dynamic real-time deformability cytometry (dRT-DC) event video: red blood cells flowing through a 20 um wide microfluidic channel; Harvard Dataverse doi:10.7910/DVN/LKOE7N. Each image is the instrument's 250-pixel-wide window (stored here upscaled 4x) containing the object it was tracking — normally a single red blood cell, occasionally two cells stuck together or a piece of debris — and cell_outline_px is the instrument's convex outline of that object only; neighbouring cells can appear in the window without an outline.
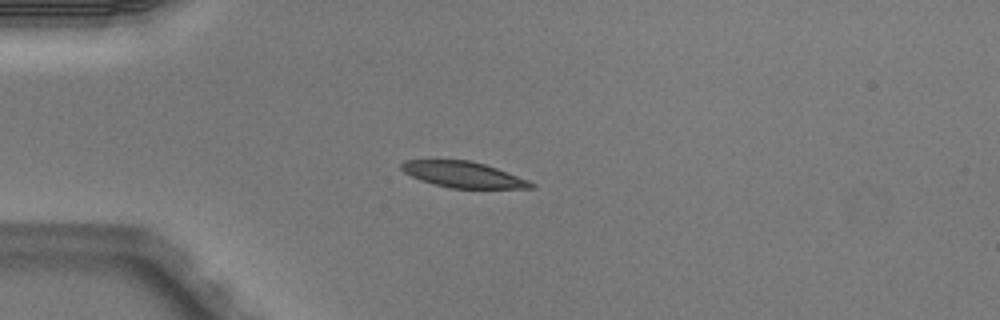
{"species": "Egyptian fruit bat (a non-hibernating species)", "species_latin": "Rousettus aegyptiacus", "temperature_condition": "warm", "stored_images_in_passage": 6, "camera_frame_rate_fps": 3000, "um_per_image_px": 0.085, "animal": {"sex": "male"}, "frame": {"image": 1, "passage_image": 4, "time_ms": 1.0, "image_size_px": [1000, 320], "cell_outline_px": [[536, 188], [452, 188], [420, 180], [404, 172], [400, 168], [400, 164], [404, 160], [468, 160], [484, 164], [496, 168], [528, 180], [536, 184]], "centroid_in_image_um": [39.37, 14.84], "position_along_channel_um": 45.6, "area_um2": 19.36}}
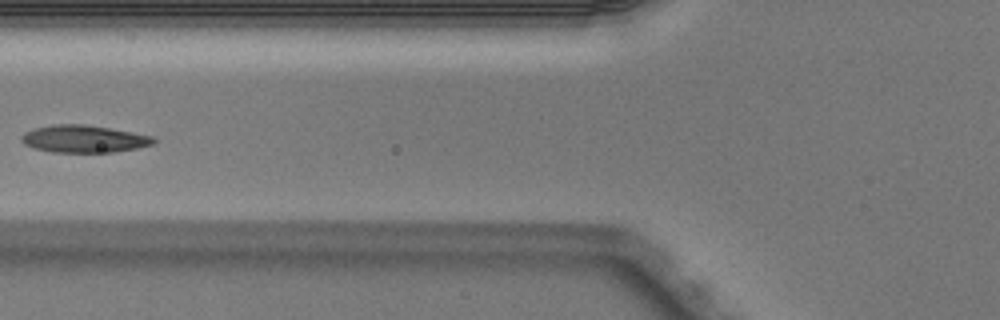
{"frame": {"image": 2, "passage_image": 6, "time_ms": 1.667, "image_size_px": [1000, 320], "cell_outline_px": [[156, 140], [152, 144], [136, 148], [116, 152], [52, 152], [32, 148], [24, 144], [20, 140], [20, 136], [24, 132], [32, 128], [56, 124], [84, 124], [156, 136]], "centroid_in_image_um": [7.09, 11.8], "position_along_channel_um": 118.7, "area_um2": 21.21}}